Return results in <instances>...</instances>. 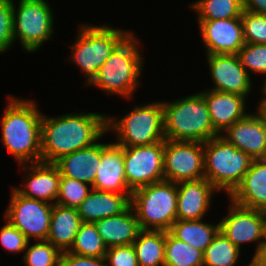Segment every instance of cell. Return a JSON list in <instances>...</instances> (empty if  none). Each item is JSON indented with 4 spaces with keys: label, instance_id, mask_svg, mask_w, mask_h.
I'll list each match as a JSON object with an SVG mask.
<instances>
[{
    "label": "cell",
    "instance_id": "cell-1",
    "mask_svg": "<svg viewBox=\"0 0 266 266\" xmlns=\"http://www.w3.org/2000/svg\"><path fill=\"white\" fill-rule=\"evenodd\" d=\"M107 131V115L70 113L41 119V161L54 163L60 157L90 147Z\"/></svg>",
    "mask_w": 266,
    "mask_h": 266
},
{
    "label": "cell",
    "instance_id": "cell-2",
    "mask_svg": "<svg viewBox=\"0 0 266 266\" xmlns=\"http://www.w3.org/2000/svg\"><path fill=\"white\" fill-rule=\"evenodd\" d=\"M1 119L2 139L5 148L19 164L41 162L42 114L33 100L8 98Z\"/></svg>",
    "mask_w": 266,
    "mask_h": 266
},
{
    "label": "cell",
    "instance_id": "cell-3",
    "mask_svg": "<svg viewBox=\"0 0 266 266\" xmlns=\"http://www.w3.org/2000/svg\"><path fill=\"white\" fill-rule=\"evenodd\" d=\"M162 104L165 139L204 143L220 135L212 125L207 103L201 93Z\"/></svg>",
    "mask_w": 266,
    "mask_h": 266
},
{
    "label": "cell",
    "instance_id": "cell-4",
    "mask_svg": "<svg viewBox=\"0 0 266 266\" xmlns=\"http://www.w3.org/2000/svg\"><path fill=\"white\" fill-rule=\"evenodd\" d=\"M137 44V38L130 32L112 51L89 85H96L109 94L132 98L140 83L138 79L143 66Z\"/></svg>",
    "mask_w": 266,
    "mask_h": 266
},
{
    "label": "cell",
    "instance_id": "cell-5",
    "mask_svg": "<svg viewBox=\"0 0 266 266\" xmlns=\"http://www.w3.org/2000/svg\"><path fill=\"white\" fill-rule=\"evenodd\" d=\"M204 142V178L230 195L241 183L253 159L221 137Z\"/></svg>",
    "mask_w": 266,
    "mask_h": 266
},
{
    "label": "cell",
    "instance_id": "cell-6",
    "mask_svg": "<svg viewBox=\"0 0 266 266\" xmlns=\"http://www.w3.org/2000/svg\"><path fill=\"white\" fill-rule=\"evenodd\" d=\"M177 183L163 180L132 192V206L141 230L169 231L177 220Z\"/></svg>",
    "mask_w": 266,
    "mask_h": 266
},
{
    "label": "cell",
    "instance_id": "cell-7",
    "mask_svg": "<svg viewBox=\"0 0 266 266\" xmlns=\"http://www.w3.org/2000/svg\"><path fill=\"white\" fill-rule=\"evenodd\" d=\"M130 32L107 25L81 26L78 38L71 46L73 54L70 59L80 67L83 74L85 73L88 86L112 51Z\"/></svg>",
    "mask_w": 266,
    "mask_h": 266
},
{
    "label": "cell",
    "instance_id": "cell-8",
    "mask_svg": "<svg viewBox=\"0 0 266 266\" xmlns=\"http://www.w3.org/2000/svg\"><path fill=\"white\" fill-rule=\"evenodd\" d=\"M107 117V131H115L120 146L152 145L164 142L162 102L137 106L120 120Z\"/></svg>",
    "mask_w": 266,
    "mask_h": 266
},
{
    "label": "cell",
    "instance_id": "cell-9",
    "mask_svg": "<svg viewBox=\"0 0 266 266\" xmlns=\"http://www.w3.org/2000/svg\"><path fill=\"white\" fill-rule=\"evenodd\" d=\"M47 0H20L13 4V38L28 52H36L49 40L53 30V11Z\"/></svg>",
    "mask_w": 266,
    "mask_h": 266
},
{
    "label": "cell",
    "instance_id": "cell-10",
    "mask_svg": "<svg viewBox=\"0 0 266 266\" xmlns=\"http://www.w3.org/2000/svg\"><path fill=\"white\" fill-rule=\"evenodd\" d=\"M164 180L174 183L204 178V143L164 141Z\"/></svg>",
    "mask_w": 266,
    "mask_h": 266
},
{
    "label": "cell",
    "instance_id": "cell-11",
    "mask_svg": "<svg viewBox=\"0 0 266 266\" xmlns=\"http://www.w3.org/2000/svg\"><path fill=\"white\" fill-rule=\"evenodd\" d=\"M123 157L127 185L132 192L164 180V142L123 146Z\"/></svg>",
    "mask_w": 266,
    "mask_h": 266
},
{
    "label": "cell",
    "instance_id": "cell-12",
    "mask_svg": "<svg viewBox=\"0 0 266 266\" xmlns=\"http://www.w3.org/2000/svg\"><path fill=\"white\" fill-rule=\"evenodd\" d=\"M52 209L53 204L22 196L13 189L4 215L29 241L32 237L47 240Z\"/></svg>",
    "mask_w": 266,
    "mask_h": 266
},
{
    "label": "cell",
    "instance_id": "cell-13",
    "mask_svg": "<svg viewBox=\"0 0 266 266\" xmlns=\"http://www.w3.org/2000/svg\"><path fill=\"white\" fill-rule=\"evenodd\" d=\"M229 213L220 223V231L238 248L247 242H258L256 252L261 247L264 211L246 208L232 200Z\"/></svg>",
    "mask_w": 266,
    "mask_h": 266
},
{
    "label": "cell",
    "instance_id": "cell-14",
    "mask_svg": "<svg viewBox=\"0 0 266 266\" xmlns=\"http://www.w3.org/2000/svg\"><path fill=\"white\" fill-rule=\"evenodd\" d=\"M211 78V90L234 93L247 98L252 87L250 73L241 65L237 54H206Z\"/></svg>",
    "mask_w": 266,
    "mask_h": 266
},
{
    "label": "cell",
    "instance_id": "cell-15",
    "mask_svg": "<svg viewBox=\"0 0 266 266\" xmlns=\"http://www.w3.org/2000/svg\"><path fill=\"white\" fill-rule=\"evenodd\" d=\"M257 111L227 127L224 130L226 135L221 136L252 159L266 158V119Z\"/></svg>",
    "mask_w": 266,
    "mask_h": 266
},
{
    "label": "cell",
    "instance_id": "cell-16",
    "mask_svg": "<svg viewBox=\"0 0 266 266\" xmlns=\"http://www.w3.org/2000/svg\"><path fill=\"white\" fill-rule=\"evenodd\" d=\"M198 23L207 54H237L245 44L241 17Z\"/></svg>",
    "mask_w": 266,
    "mask_h": 266
},
{
    "label": "cell",
    "instance_id": "cell-17",
    "mask_svg": "<svg viewBox=\"0 0 266 266\" xmlns=\"http://www.w3.org/2000/svg\"><path fill=\"white\" fill-rule=\"evenodd\" d=\"M92 184L98 191L132 194L126 181L123 146L117 143H101V161Z\"/></svg>",
    "mask_w": 266,
    "mask_h": 266
},
{
    "label": "cell",
    "instance_id": "cell-18",
    "mask_svg": "<svg viewBox=\"0 0 266 266\" xmlns=\"http://www.w3.org/2000/svg\"><path fill=\"white\" fill-rule=\"evenodd\" d=\"M29 174L25 177L24 188H13L18 194L55 204L59 192L60 172L54 163L37 162L23 164ZM26 167V168H25ZM54 200V202H53Z\"/></svg>",
    "mask_w": 266,
    "mask_h": 266
},
{
    "label": "cell",
    "instance_id": "cell-19",
    "mask_svg": "<svg viewBox=\"0 0 266 266\" xmlns=\"http://www.w3.org/2000/svg\"><path fill=\"white\" fill-rule=\"evenodd\" d=\"M217 189L206 179L177 183V219L200 220L210 208Z\"/></svg>",
    "mask_w": 266,
    "mask_h": 266
},
{
    "label": "cell",
    "instance_id": "cell-20",
    "mask_svg": "<svg viewBox=\"0 0 266 266\" xmlns=\"http://www.w3.org/2000/svg\"><path fill=\"white\" fill-rule=\"evenodd\" d=\"M201 94L207 103L212 125L219 134L248 114L244 96L210 89Z\"/></svg>",
    "mask_w": 266,
    "mask_h": 266
},
{
    "label": "cell",
    "instance_id": "cell-21",
    "mask_svg": "<svg viewBox=\"0 0 266 266\" xmlns=\"http://www.w3.org/2000/svg\"><path fill=\"white\" fill-rule=\"evenodd\" d=\"M229 197L240 206L266 212V158L253 159L243 180Z\"/></svg>",
    "mask_w": 266,
    "mask_h": 266
},
{
    "label": "cell",
    "instance_id": "cell-22",
    "mask_svg": "<svg viewBox=\"0 0 266 266\" xmlns=\"http://www.w3.org/2000/svg\"><path fill=\"white\" fill-rule=\"evenodd\" d=\"M101 161V143L63 155L54 164L60 175L92 184Z\"/></svg>",
    "mask_w": 266,
    "mask_h": 266
},
{
    "label": "cell",
    "instance_id": "cell-23",
    "mask_svg": "<svg viewBox=\"0 0 266 266\" xmlns=\"http://www.w3.org/2000/svg\"><path fill=\"white\" fill-rule=\"evenodd\" d=\"M131 196L132 194H119L92 189L77 208L78 214L82 222L90 223L119 215L130 206Z\"/></svg>",
    "mask_w": 266,
    "mask_h": 266
},
{
    "label": "cell",
    "instance_id": "cell-24",
    "mask_svg": "<svg viewBox=\"0 0 266 266\" xmlns=\"http://www.w3.org/2000/svg\"><path fill=\"white\" fill-rule=\"evenodd\" d=\"M94 224L107 248L131 245L141 231L131 205L121 214L103 218Z\"/></svg>",
    "mask_w": 266,
    "mask_h": 266
},
{
    "label": "cell",
    "instance_id": "cell-25",
    "mask_svg": "<svg viewBox=\"0 0 266 266\" xmlns=\"http://www.w3.org/2000/svg\"><path fill=\"white\" fill-rule=\"evenodd\" d=\"M82 223L77 208L53 205L47 241L61 252L68 251Z\"/></svg>",
    "mask_w": 266,
    "mask_h": 266
},
{
    "label": "cell",
    "instance_id": "cell-26",
    "mask_svg": "<svg viewBox=\"0 0 266 266\" xmlns=\"http://www.w3.org/2000/svg\"><path fill=\"white\" fill-rule=\"evenodd\" d=\"M220 230V223L210 224L202 220H176L169 232L178 240L204 252Z\"/></svg>",
    "mask_w": 266,
    "mask_h": 266
},
{
    "label": "cell",
    "instance_id": "cell-27",
    "mask_svg": "<svg viewBox=\"0 0 266 266\" xmlns=\"http://www.w3.org/2000/svg\"><path fill=\"white\" fill-rule=\"evenodd\" d=\"M132 245L139 266H164L165 231L141 230Z\"/></svg>",
    "mask_w": 266,
    "mask_h": 266
},
{
    "label": "cell",
    "instance_id": "cell-28",
    "mask_svg": "<svg viewBox=\"0 0 266 266\" xmlns=\"http://www.w3.org/2000/svg\"><path fill=\"white\" fill-rule=\"evenodd\" d=\"M164 266H203V252L165 231Z\"/></svg>",
    "mask_w": 266,
    "mask_h": 266
},
{
    "label": "cell",
    "instance_id": "cell-29",
    "mask_svg": "<svg viewBox=\"0 0 266 266\" xmlns=\"http://www.w3.org/2000/svg\"><path fill=\"white\" fill-rule=\"evenodd\" d=\"M107 247L94 223L82 222L71 248L67 251L79 256L105 258Z\"/></svg>",
    "mask_w": 266,
    "mask_h": 266
},
{
    "label": "cell",
    "instance_id": "cell-30",
    "mask_svg": "<svg viewBox=\"0 0 266 266\" xmlns=\"http://www.w3.org/2000/svg\"><path fill=\"white\" fill-rule=\"evenodd\" d=\"M198 20H223L239 18L244 10L243 0H198L191 4Z\"/></svg>",
    "mask_w": 266,
    "mask_h": 266
},
{
    "label": "cell",
    "instance_id": "cell-31",
    "mask_svg": "<svg viewBox=\"0 0 266 266\" xmlns=\"http://www.w3.org/2000/svg\"><path fill=\"white\" fill-rule=\"evenodd\" d=\"M239 255L240 249L219 230L203 252V266H234Z\"/></svg>",
    "mask_w": 266,
    "mask_h": 266
},
{
    "label": "cell",
    "instance_id": "cell-32",
    "mask_svg": "<svg viewBox=\"0 0 266 266\" xmlns=\"http://www.w3.org/2000/svg\"><path fill=\"white\" fill-rule=\"evenodd\" d=\"M26 247L23 256L26 266H59L61 251L47 240H37ZM28 248V249H27Z\"/></svg>",
    "mask_w": 266,
    "mask_h": 266
},
{
    "label": "cell",
    "instance_id": "cell-33",
    "mask_svg": "<svg viewBox=\"0 0 266 266\" xmlns=\"http://www.w3.org/2000/svg\"><path fill=\"white\" fill-rule=\"evenodd\" d=\"M91 190L86 183L61 175L56 204L78 208Z\"/></svg>",
    "mask_w": 266,
    "mask_h": 266
},
{
    "label": "cell",
    "instance_id": "cell-34",
    "mask_svg": "<svg viewBox=\"0 0 266 266\" xmlns=\"http://www.w3.org/2000/svg\"><path fill=\"white\" fill-rule=\"evenodd\" d=\"M241 22L245 43H266V15L243 10Z\"/></svg>",
    "mask_w": 266,
    "mask_h": 266
},
{
    "label": "cell",
    "instance_id": "cell-35",
    "mask_svg": "<svg viewBox=\"0 0 266 266\" xmlns=\"http://www.w3.org/2000/svg\"><path fill=\"white\" fill-rule=\"evenodd\" d=\"M237 56L247 73H249L248 70H252L259 74H266V46L264 43H245L238 51Z\"/></svg>",
    "mask_w": 266,
    "mask_h": 266
},
{
    "label": "cell",
    "instance_id": "cell-36",
    "mask_svg": "<svg viewBox=\"0 0 266 266\" xmlns=\"http://www.w3.org/2000/svg\"><path fill=\"white\" fill-rule=\"evenodd\" d=\"M13 0H0V53L6 52L14 43Z\"/></svg>",
    "mask_w": 266,
    "mask_h": 266
},
{
    "label": "cell",
    "instance_id": "cell-37",
    "mask_svg": "<svg viewBox=\"0 0 266 266\" xmlns=\"http://www.w3.org/2000/svg\"><path fill=\"white\" fill-rule=\"evenodd\" d=\"M0 241L2 246L10 252H23L26 250L28 242H30L26 236L11 225L8 221L0 229Z\"/></svg>",
    "mask_w": 266,
    "mask_h": 266
},
{
    "label": "cell",
    "instance_id": "cell-38",
    "mask_svg": "<svg viewBox=\"0 0 266 266\" xmlns=\"http://www.w3.org/2000/svg\"><path fill=\"white\" fill-rule=\"evenodd\" d=\"M105 260L110 266H139L132 244L107 248Z\"/></svg>",
    "mask_w": 266,
    "mask_h": 266
},
{
    "label": "cell",
    "instance_id": "cell-39",
    "mask_svg": "<svg viewBox=\"0 0 266 266\" xmlns=\"http://www.w3.org/2000/svg\"><path fill=\"white\" fill-rule=\"evenodd\" d=\"M105 258L79 256L70 252H62L59 266H108Z\"/></svg>",
    "mask_w": 266,
    "mask_h": 266
},
{
    "label": "cell",
    "instance_id": "cell-40",
    "mask_svg": "<svg viewBox=\"0 0 266 266\" xmlns=\"http://www.w3.org/2000/svg\"><path fill=\"white\" fill-rule=\"evenodd\" d=\"M243 8L246 11L266 15V0H243Z\"/></svg>",
    "mask_w": 266,
    "mask_h": 266
},
{
    "label": "cell",
    "instance_id": "cell-41",
    "mask_svg": "<svg viewBox=\"0 0 266 266\" xmlns=\"http://www.w3.org/2000/svg\"><path fill=\"white\" fill-rule=\"evenodd\" d=\"M251 263L255 266H266V247H260L251 259Z\"/></svg>",
    "mask_w": 266,
    "mask_h": 266
},
{
    "label": "cell",
    "instance_id": "cell-42",
    "mask_svg": "<svg viewBox=\"0 0 266 266\" xmlns=\"http://www.w3.org/2000/svg\"><path fill=\"white\" fill-rule=\"evenodd\" d=\"M262 238H264L261 242V247H266V212L264 211V221H263V230H262Z\"/></svg>",
    "mask_w": 266,
    "mask_h": 266
},
{
    "label": "cell",
    "instance_id": "cell-43",
    "mask_svg": "<svg viewBox=\"0 0 266 266\" xmlns=\"http://www.w3.org/2000/svg\"><path fill=\"white\" fill-rule=\"evenodd\" d=\"M259 104L260 105L258 106V110L264 115L266 119V101H261Z\"/></svg>",
    "mask_w": 266,
    "mask_h": 266
},
{
    "label": "cell",
    "instance_id": "cell-44",
    "mask_svg": "<svg viewBox=\"0 0 266 266\" xmlns=\"http://www.w3.org/2000/svg\"><path fill=\"white\" fill-rule=\"evenodd\" d=\"M265 82H264V86H262L263 88V95H266V79L264 80ZM265 98L264 99H262V101H266V96H264Z\"/></svg>",
    "mask_w": 266,
    "mask_h": 266
}]
</instances>
